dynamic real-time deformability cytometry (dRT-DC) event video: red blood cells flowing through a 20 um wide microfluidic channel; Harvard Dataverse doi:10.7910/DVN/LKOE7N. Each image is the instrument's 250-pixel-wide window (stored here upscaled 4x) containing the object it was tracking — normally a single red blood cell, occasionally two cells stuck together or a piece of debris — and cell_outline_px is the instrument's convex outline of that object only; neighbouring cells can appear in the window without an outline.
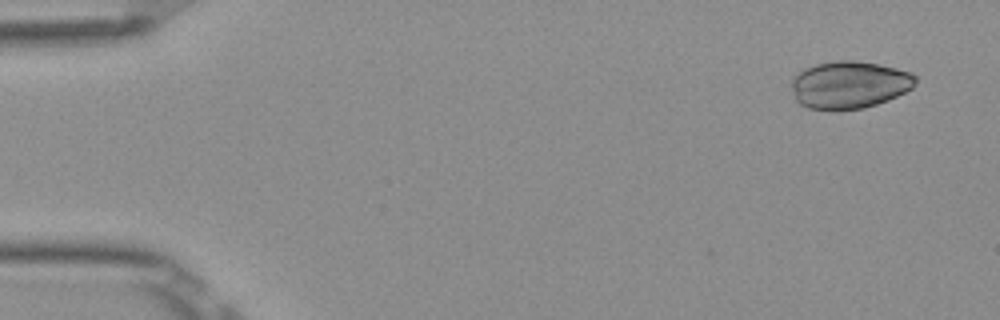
{"species": "Egyptian fruit bat (a non-hibernating species)", "species_latin": "Rousettus aegyptiacus", "temperature_condition": "room temperature", "stored_images_in_passage": 50, "camera_frame_rate_fps": 3000, "um_per_image_px": 0.085, "frame": {"image": 1, "passage_image": 1, "time_ms": 0.0, "image_size_px": [1000, 320], "cell_outline_px": [[916, 84], [912, 88], [888, 100], [864, 108], [836, 112], [832, 112], [808, 108], [800, 104], [796, 100], [792, 88], [792, 76], [804, 68], [816, 64], [836, 60], [852, 60], [880, 64], [912, 72], [916, 76]], "centroid_in_image_um": [72.17, 7.22], "position_along_channel_um": 12.8, "area_um2": 34.91}}
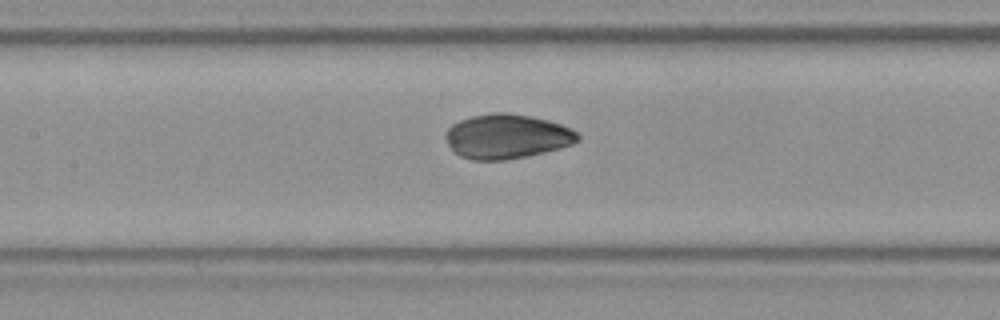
{"frame": {"image": 2, "passage_image": 22, "time_ms": 7.0, "image_size_px": [1000, 320], "cell_outline_px": [[580, 140], [572, 144], [560, 148], [544, 152], [504, 160], [472, 160], [460, 156], [448, 144], [444, 136], [444, 132], [452, 124], [460, 120], [472, 116], [492, 112], [508, 112], [532, 116], [548, 120], [572, 128], [580, 136]], "centroid_in_image_um": [43.08, 11.58], "position_along_channel_um": 164.3, "area_um2": 34.39}}
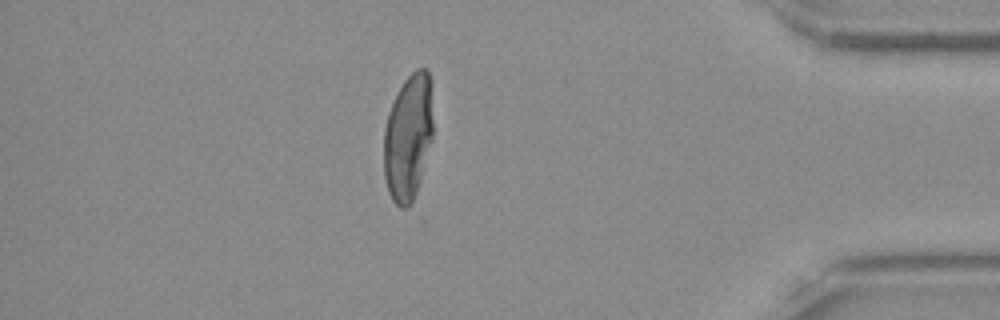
{"frame": {"image": 3, "passage_image": 43, "time_ms": 14.0, "image_size_px": [1000, 320], "cell_outline_px": [[432, 140], [420, 180], [416, 192], [408, 208], [400, 208], [392, 200], [388, 192], [384, 176], [384, 128], [388, 112], [404, 80], [416, 68], [428, 68], [432, 80]], "centroid_in_image_um": [34.7, 11.63], "position_along_channel_um": 400.5, "area_um2": 36.59}}